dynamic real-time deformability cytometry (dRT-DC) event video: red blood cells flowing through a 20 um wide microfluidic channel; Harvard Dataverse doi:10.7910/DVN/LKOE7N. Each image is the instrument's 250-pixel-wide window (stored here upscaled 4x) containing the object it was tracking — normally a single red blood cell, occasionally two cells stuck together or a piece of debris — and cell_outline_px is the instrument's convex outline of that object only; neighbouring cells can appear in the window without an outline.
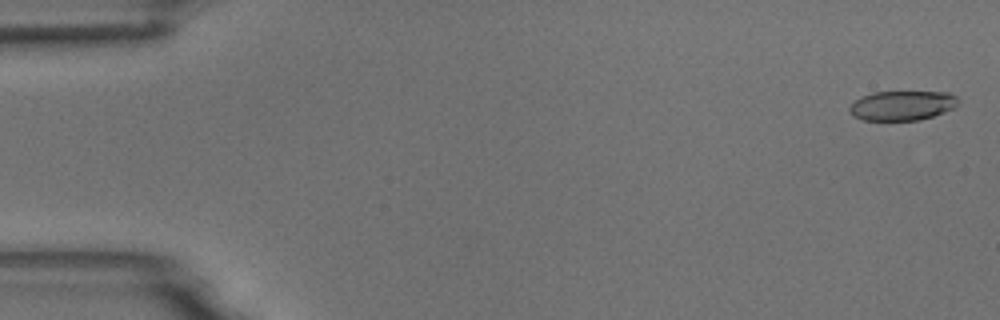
{"species": "common noctule bat (a hibernating species)", "species_latin": "Nyctalus noctula", "temperature_condition": "room temperature", "stored_images_in_passage": 55, "camera_frame_rate_fps": 3000, "um_per_image_px": 0.085, "animal": {"sex": "male", "body_mass_g": 18.8}, "frame": {"image": 1, "passage_image": 2, "time_ms": 0.333, "image_size_px": [1000, 320], "cell_outline_px": [[960, 100], [952, 108], [944, 112], [920, 120], [864, 120], [852, 116], [848, 112], [848, 108], [856, 100], [872, 92], [948, 92], [956, 96]], "centroid_in_image_um": [76.67, 8.97], "position_along_channel_um": 8.3, "area_um2": 18.67}}
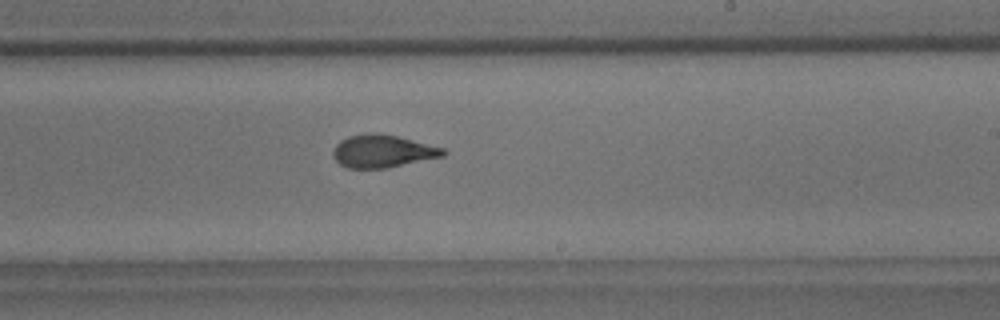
{"frame": {"image": 2, "passage_image": 33, "time_ms": 10.667, "image_size_px": [1000, 320], "cell_outline_px": [[448, 152], [444, 156], [388, 168], [348, 168], [340, 164], [332, 156], [332, 152], [336, 144], [340, 140], [348, 136], [368, 132], [376, 132], [396, 136], [444, 148]], "centroid_in_image_um": [32.51, 12.85], "position_along_channel_um": 256.5, "area_um2": 21.1}}
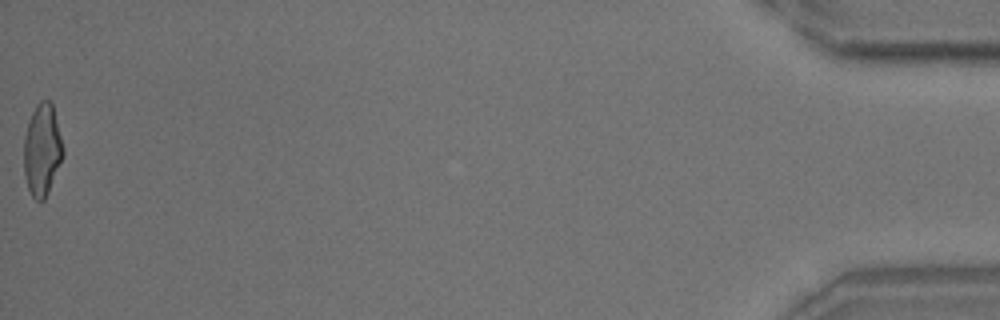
{"frame": {"image": 3, "passage_image": 55, "time_ms": 18.0, "image_size_px": [1000, 320], "cell_outline_px": [[64, 156], [48, 192], [44, 200], [36, 200], [32, 196], [28, 188], [24, 172], [24, 136], [28, 120], [36, 104], [40, 100], [52, 100], [64, 148]], "centroid_in_image_um": [3.59, 12.69], "position_along_channel_um": 431.6, "area_um2": 21.27}, "authors_computed_cell_mechanics": {"area_um2": 21.0392, "velocity_mm_per_s": 3.7285, "shape_relaxation_time_tau1_ms": 5.7128, "shape_relaxation_time_tau2_ms": 1.5095, "deformation_change_tau1": 0.1871, "deformation_change_tau2": 0.0871}}